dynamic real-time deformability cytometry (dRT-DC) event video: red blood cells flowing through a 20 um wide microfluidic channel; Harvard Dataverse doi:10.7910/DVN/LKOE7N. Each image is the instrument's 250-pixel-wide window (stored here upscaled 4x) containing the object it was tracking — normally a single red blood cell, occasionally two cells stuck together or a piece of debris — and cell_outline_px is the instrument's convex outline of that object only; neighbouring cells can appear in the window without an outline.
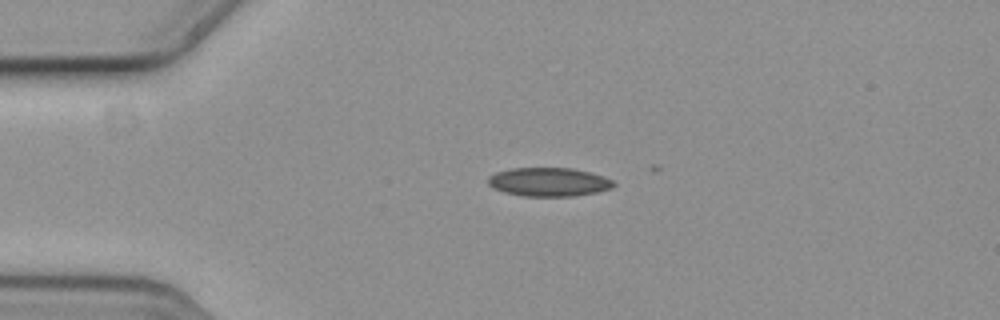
{"species": "common noctule bat (a hibernating species)", "species_latin": "Nyctalus noctula", "temperature_condition": "cold", "stored_images_in_passage": 4, "camera_frame_rate_fps": 3000, "um_per_image_px": 0.085, "animal": {"sex": "female", "body_mass_g": 19.3, "forearm_length_mm": 54.1}, "frame": {"image": 1, "passage_image": 3, "time_ms": 0.667, "image_size_px": [1000, 320], "cell_outline_px": [[616, 184], [612, 188], [596, 192], [572, 196], [524, 196], [504, 192], [492, 188], [488, 184], [488, 176], [496, 172], [512, 168], [572, 168], [604, 176], [612, 180]], "centroid_in_image_um": [46.63, 15.46], "position_along_channel_um": 38.4, "area_um2": 20.98}}